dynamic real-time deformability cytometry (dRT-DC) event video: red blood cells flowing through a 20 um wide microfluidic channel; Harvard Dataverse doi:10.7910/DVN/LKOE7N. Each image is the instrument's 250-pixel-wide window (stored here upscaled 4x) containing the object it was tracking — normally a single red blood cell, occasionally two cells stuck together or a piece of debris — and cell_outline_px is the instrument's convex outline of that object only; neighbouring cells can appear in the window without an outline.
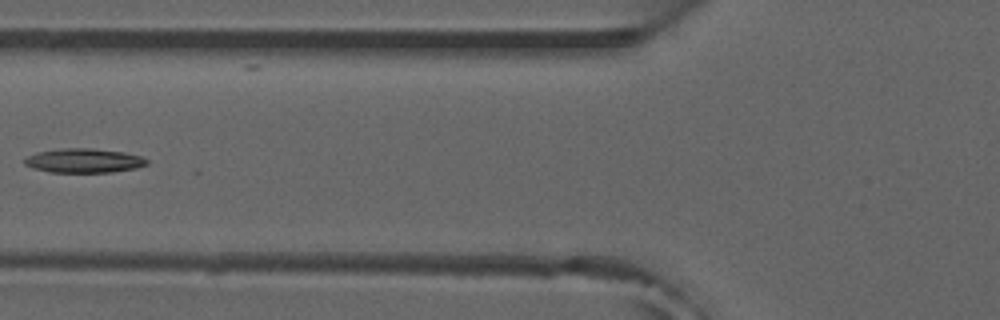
{"species": "common noctule bat (a hibernating species)", "species_latin": "Nyctalus noctula", "temperature_condition": "room temperature", "stored_images_in_passage": 7, "camera_frame_rate_fps": 3000, "um_per_image_px": 0.085, "animal": {"sex": "male", "forearm_length_mm": 52.5}, "frame": {"image": 1, "passage_image": 7, "time_ms": 2.0, "image_size_px": [1000, 320], "cell_outline_px": [[148, 164], [136, 168], [112, 172], [48, 172], [32, 168], [24, 164], [24, 160], [28, 156], [36, 152], [64, 148], [92, 148], [124, 152], [140, 156], [148, 160]], "centroid_in_image_um": [7.12, 13.65], "position_along_channel_um": 118.7, "area_um2": 17.28}}